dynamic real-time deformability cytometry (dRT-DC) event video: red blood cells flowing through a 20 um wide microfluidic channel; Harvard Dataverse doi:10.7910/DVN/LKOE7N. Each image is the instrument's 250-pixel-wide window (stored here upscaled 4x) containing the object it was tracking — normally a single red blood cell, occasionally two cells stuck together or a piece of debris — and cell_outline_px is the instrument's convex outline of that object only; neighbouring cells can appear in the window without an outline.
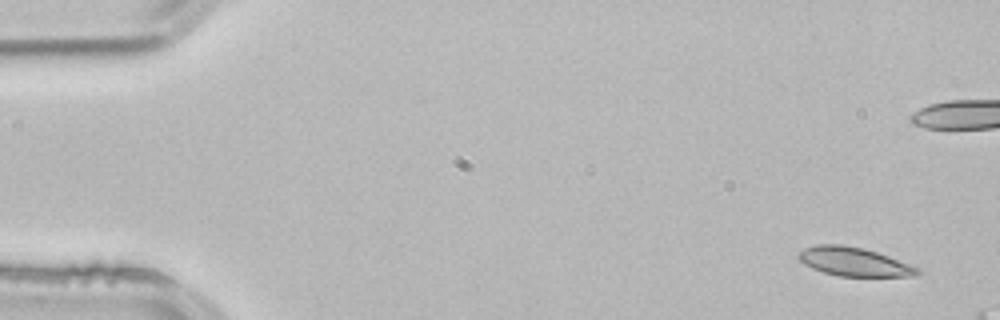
{"species": "common noctule bat (a hibernating species)", "species_latin": "Nyctalus noctula", "temperature_condition": "room temperature", "stored_images_in_passage": 2, "camera_frame_rate_fps": 3000, "um_per_image_px": 0.085, "animal": {"sex": "male", "body_mass_g": 21.5, "forearm_length_mm": 52.0}, "frame": {"image": 1, "passage_image": 1, "time_ms": 0.0, "image_size_px": [1000, 320], "cell_outline_px": [[920, 272], [916, 276], [840, 276], [824, 272], [812, 268], [804, 264], [796, 256], [804, 248], [816, 244], [840, 244], [864, 248], [888, 256], [920, 268]], "centroid_in_image_um": [72.57, 22.24], "position_along_channel_um": 12.4, "area_um2": 19.83}}